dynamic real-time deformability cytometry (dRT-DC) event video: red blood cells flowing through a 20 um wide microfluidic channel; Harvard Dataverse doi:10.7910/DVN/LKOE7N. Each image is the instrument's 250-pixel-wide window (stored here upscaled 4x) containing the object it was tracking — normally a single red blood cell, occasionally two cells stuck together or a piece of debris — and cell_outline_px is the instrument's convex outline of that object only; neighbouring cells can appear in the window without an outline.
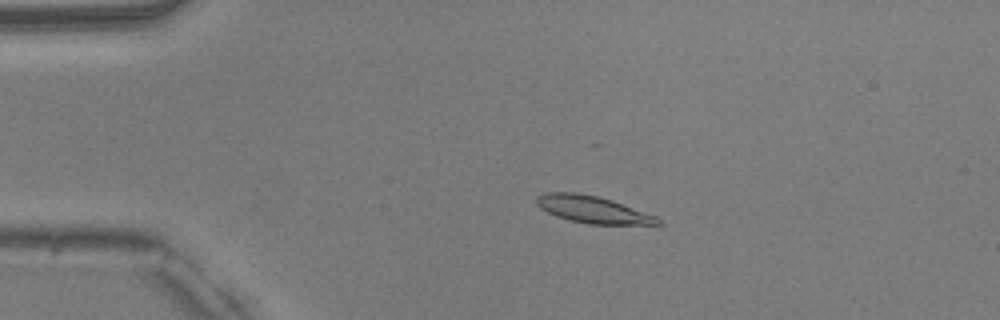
{"species": "common noctule bat (a hibernating species)", "species_latin": "Nyctalus noctula", "temperature_condition": "warm", "stored_images_in_passage": 25, "camera_frame_rate_fps": 3000, "um_per_image_px": 0.085, "animal": {"sex": "male", "body_mass_g": 20.5, "forearm_length_mm": 52.5}, "frame": {"image": 1, "passage_image": 3, "time_ms": 0.667, "image_size_px": [1000, 320], "cell_outline_px": [[664, 224], [588, 224], [556, 216], [540, 208], [536, 204], [536, 196], [544, 192], [576, 192], [596, 196], [612, 200], [656, 216]], "centroid_in_image_um": [50.35, 17.8], "position_along_channel_um": 34.7, "area_um2": 18.96}}
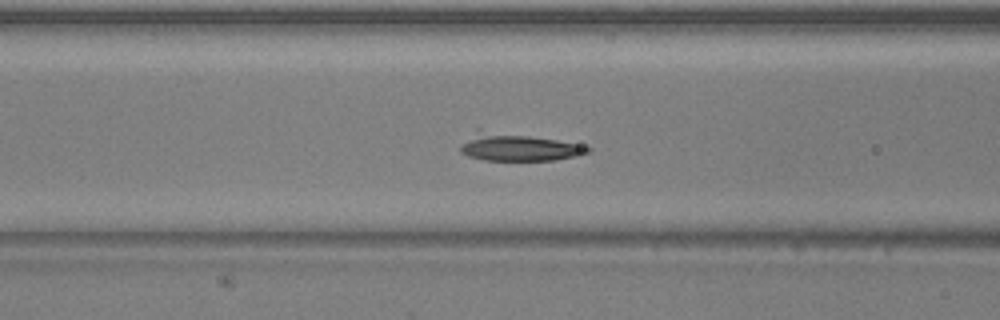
{"frame": {"image": 2, "passage_image": 13, "time_ms": 4.0, "image_size_px": [1000, 320], "cell_outline_px": [[592, 152], [576, 156], [556, 160], [484, 160], [468, 156], [460, 152], [460, 148], [476, 128], [480, 128], [556, 140], [580, 144], [592, 148]], "centroid_in_image_um": [44.04, 12.5], "position_along_channel_um": 122.6, "area_um2": 20.52}}
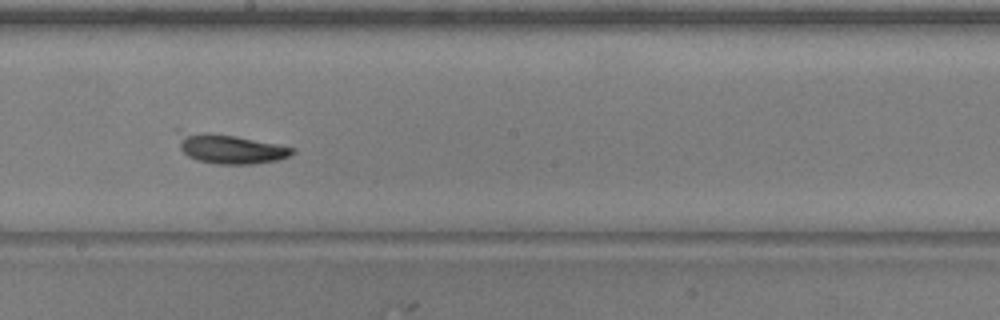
{"frame": {"image": 3, "passage_image": 21, "time_ms": 6.667, "image_size_px": [1000, 320], "cell_outline_px": [[296, 152], [288, 156], [276, 160], [252, 164], [216, 164], [196, 160], [188, 156], [180, 148], [176, 128], [180, 128], [236, 136], [296, 148]], "centroid_in_image_um": [19.46, 12.61], "position_along_channel_um": 228.7, "area_um2": 20.0}}